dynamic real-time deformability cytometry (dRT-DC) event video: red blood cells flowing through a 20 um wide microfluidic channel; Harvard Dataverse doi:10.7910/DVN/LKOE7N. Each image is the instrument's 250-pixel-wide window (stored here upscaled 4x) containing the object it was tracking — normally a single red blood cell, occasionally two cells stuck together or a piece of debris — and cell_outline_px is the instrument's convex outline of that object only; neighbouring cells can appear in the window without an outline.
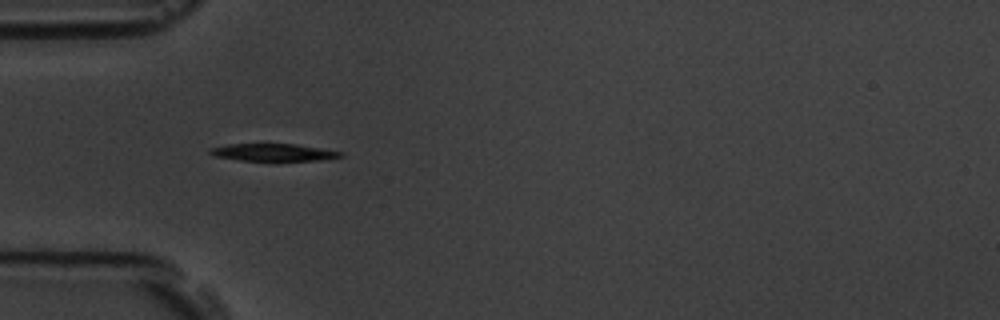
{"species": "common noctule bat (a hibernating species)", "species_latin": "Nyctalus noctula", "temperature_condition": "room temperature", "stored_images_in_passage": 4, "camera_frame_rate_fps": 3000, "um_per_image_px": 0.085, "animal": {"sex": "male", "body_mass_g": 19.5, "forearm_length_mm": 54.6}, "frame": {"image": 1, "passage_image": 1, "time_ms": 0.0, "image_size_px": [1000, 320], "cell_outline_px": [[344, 156], [320, 160], [240, 160], [216, 156], [208, 152], [208, 148], [228, 144], [296, 144], [344, 152]], "centroid_in_image_um": [23.23, 12.94], "position_along_channel_um": 61.8, "area_um2": 13.01}}
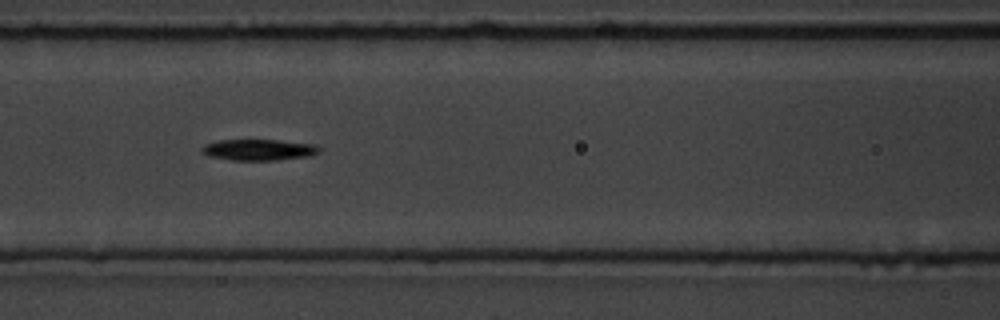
{"frame": {"image": 2, "passage_image": 3, "time_ms": 2.333, "image_size_px": [1000, 320], "cell_outline_px": [[320, 152], [308, 156], [276, 160], [232, 160], [208, 156], [200, 152], [200, 148], [204, 144], [216, 140], [276, 140], [316, 144], [320, 148]], "centroid_in_image_um": [21.95, 12.73], "position_along_channel_um": 144.7, "area_um2": 14.57}}
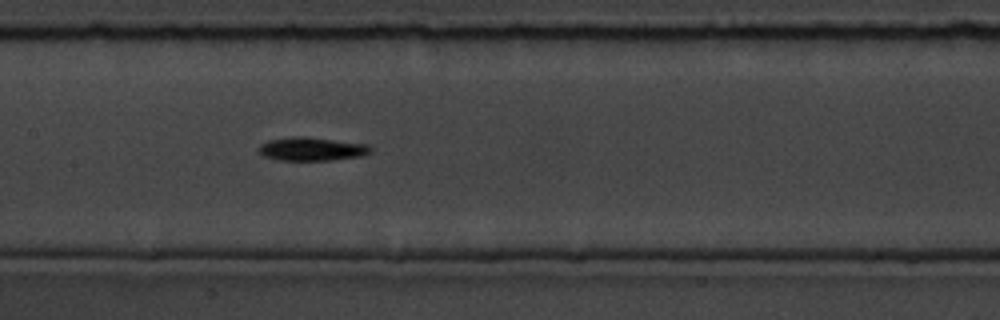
{"frame": {"image": 3, "passage_image": 4, "time_ms": 3.333, "image_size_px": [1000, 320], "cell_outline_px": [[372, 152], [364, 156], [332, 160], [280, 160], [264, 156], [260, 152], [260, 144], [268, 140], [292, 136], [304, 136], [368, 144], [372, 148]], "centroid_in_image_um": [26.55, 12.66], "position_along_channel_um": 180.8, "area_um2": 15.37}}